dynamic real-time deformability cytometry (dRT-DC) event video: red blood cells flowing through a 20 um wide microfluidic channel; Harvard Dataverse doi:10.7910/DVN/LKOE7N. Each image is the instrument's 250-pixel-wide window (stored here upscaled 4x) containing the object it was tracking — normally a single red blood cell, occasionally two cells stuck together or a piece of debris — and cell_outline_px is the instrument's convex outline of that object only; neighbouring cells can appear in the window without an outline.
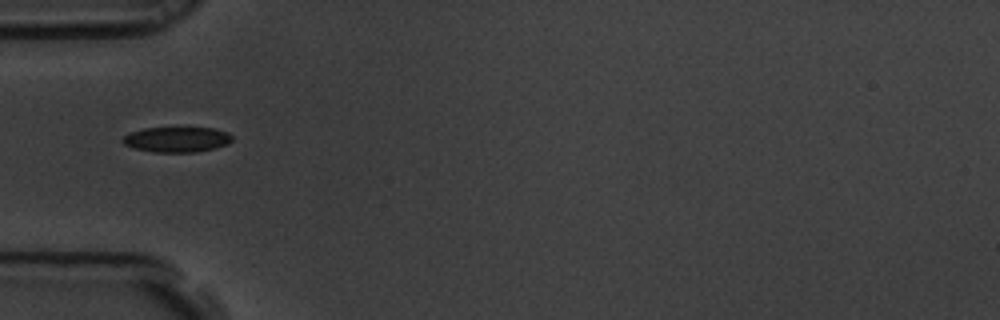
{"species": "common noctule bat (a hibernating species)", "species_latin": "Nyctalus noctula", "temperature_condition": "room temperature", "stored_images_in_passage": 41, "camera_frame_rate_fps": 3000, "um_per_image_px": 0.085, "animal": {"sex": "male", "body_mass_g": 19.5, "forearm_length_mm": 54.6}, "frame": {"image": 1, "passage_image": 1, "time_ms": 0.0, "image_size_px": [1000, 320], "cell_outline_px": [[232, 140], [228, 144], [216, 148], [196, 152], [152, 152], [132, 148], [124, 144], [120, 140], [128, 132], [144, 128], [212, 128], [228, 132], [232, 136]], "centroid_in_image_um": [15.0, 11.86], "position_along_channel_um": 70.0, "area_um2": 16.3}}
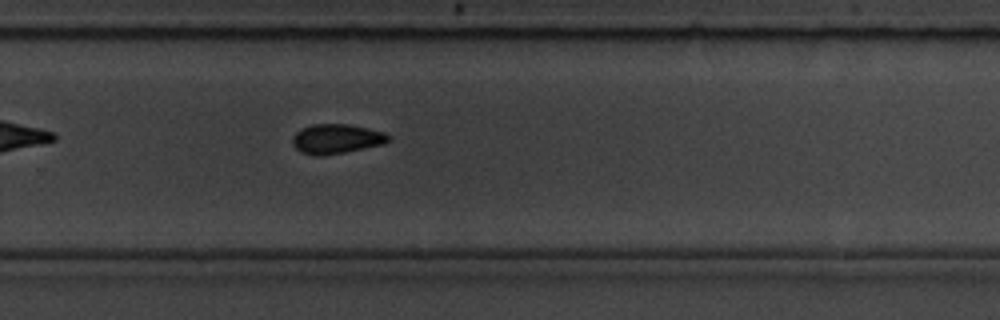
{"frame": {"image": 2, "passage_image": 21, "time_ms": 6.667, "image_size_px": [1000, 320], "cell_outline_px": [[392, 136], [384, 144], [324, 156], [316, 156], [300, 152], [292, 144], [292, 136], [300, 128], [312, 124], [348, 124], [368, 128], [384, 132]], "centroid_in_image_um": [28.57, 11.8], "position_along_channel_um": 301.2, "area_um2": 16.7}}
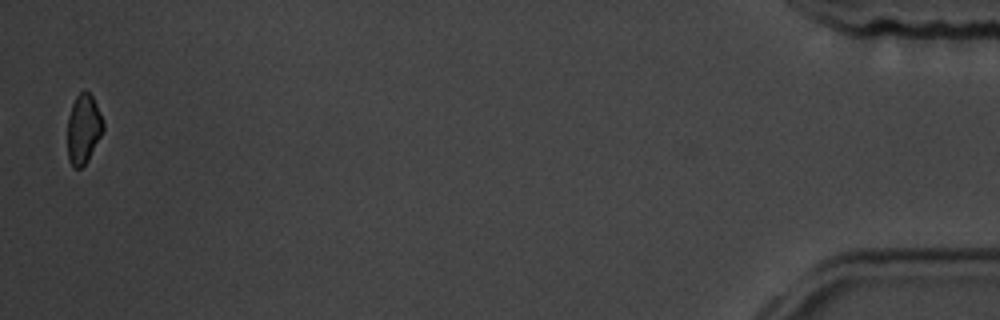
{"frame": {"image": 3, "passage_image": 40, "time_ms": 13.0, "image_size_px": [1000, 320], "cell_outline_px": [[104, 128], [88, 160], [80, 168], [72, 168], [68, 160], [68, 116], [72, 104], [76, 96], [84, 88], [92, 96], [104, 120]], "centroid_in_image_um": [7.09, 10.95], "position_along_channel_um": 428.1, "area_um2": 14.51}, "authors_computed_cell_mechanics": {"area_um2": 16.2996, "velocity_mm_per_s": 3.4673, "shape_relaxation_time_tau1_ms": 2.8558, "shape_relaxation_time_tau2_ms": 5.4315, "deformation_change_tau1": 0.0883, "deformation_change_tau2": 0.0966}}